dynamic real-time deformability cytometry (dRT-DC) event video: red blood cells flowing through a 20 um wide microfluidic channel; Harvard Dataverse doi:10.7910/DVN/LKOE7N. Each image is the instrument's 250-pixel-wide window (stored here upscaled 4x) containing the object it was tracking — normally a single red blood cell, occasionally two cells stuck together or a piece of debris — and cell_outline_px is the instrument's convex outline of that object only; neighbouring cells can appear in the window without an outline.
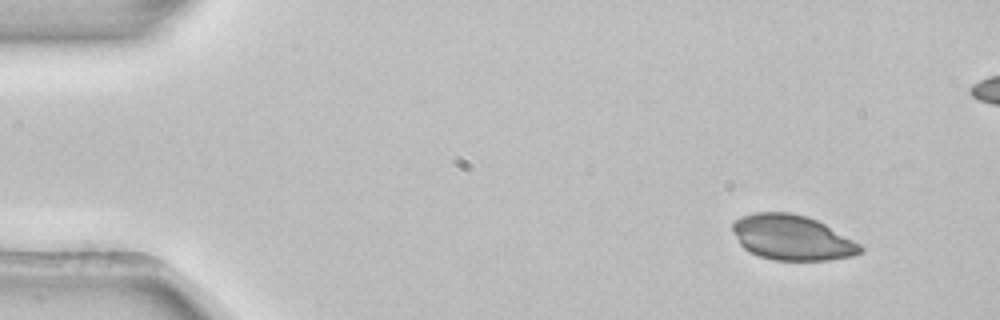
{"species": "common noctule bat (a hibernating species)", "species_latin": "Nyctalus noctula", "temperature_condition": "room temperature", "stored_images_in_passage": 4, "camera_frame_rate_fps": 3000, "um_per_image_px": 0.085, "animal": {"sex": "female", "body_mass_g": 22.7, "forearm_length_mm": 54.2}, "frame": {"image": 1, "passage_image": 1, "time_ms": 0.0, "image_size_px": [1000, 320], "cell_outline_px": [[864, 252], [852, 256], [828, 260], [772, 260], [748, 252], [740, 244], [732, 228], [732, 224], [736, 220], [744, 216], [756, 212], [792, 212], [808, 216], [824, 224], [860, 244], [864, 248]], "centroid_in_image_um": [67.33, 20.2], "position_along_channel_um": 17.7, "area_um2": 33.47}}